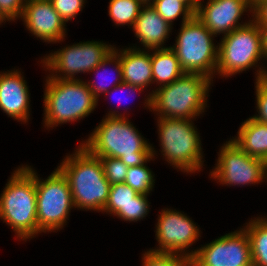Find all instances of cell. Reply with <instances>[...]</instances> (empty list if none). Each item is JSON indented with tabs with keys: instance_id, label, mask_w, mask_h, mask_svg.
I'll use <instances>...</instances> for the list:
<instances>
[{
	"instance_id": "cell-20",
	"label": "cell",
	"mask_w": 267,
	"mask_h": 266,
	"mask_svg": "<svg viewBox=\"0 0 267 266\" xmlns=\"http://www.w3.org/2000/svg\"><path fill=\"white\" fill-rule=\"evenodd\" d=\"M231 140L249 156L267 162V124L249 117L242 122L237 136Z\"/></svg>"
},
{
	"instance_id": "cell-33",
	"label": "cell",
	"mask_w": 267,
	"mask_h": 266,
	"mask_svg": "<svg viewBox=\"0 0 267 266\" xmlns=\"http://www.w3.org/2000/svg\"><path fill=\"white\" fill-rule=\"evenodd\" d=\"M251 17L256 23H267V0H262L253 7Z\"/></svg>"
},
{
	"instance_id": "cell-37",
	"label": "cell",
	"mask_w": 267,
	"mask_h": 266,
	"mask_svg": "<svg viewBox=\"0 0 267 266\" xmlns=\"http://www.w3.org/2000/svg\"><path fill=\"white\" fill-rule=\"evenodd\" d=\"M6 18L0 13V25L2 24V23H6Z\"/></svg>"
},
{
	"instance_id": "cell-19",
	"label": "cell",
	"mask_w": 267,
	"mask_h": 266,
	"mask_svg": "<svg viewBox=\"0 0 267 266\" xmlns=\"http://www.w3.org/2000/svg\"><path fill=\"white\" fill-rule=\"evenodd\" d=\"M138 47V48H137ZM120 57L123 82L147 89L153 84L150 49L130 46L113 49Z\"/></svg>"
},
{
	"instance_id": "cell-26",
	"label": "cell",
	"mask_w": 267,
	"mask_h": 266,
	"mask_svg": "<svg viewBox=\"0 0 267 266\" xmlns=\"http://www.w3.org/2000/svg\"><path fill=\"white\" fill-rule=\"evenodd\" d=\"M151 5L171 25L180 16L181 22L184 23L195 15V12L182 0H154Z\"/></svg>"
},
{
	"instance_id": "cell-32",
	"label": "cell",
	"mask_w": 267,
	"mask_h": 266,
	"mask_svg": "<svg viewBox=\"0 0 267 266\" xmlns=\"http://www.w3.org/2000/svg\"><path fill=\"white\" fill-rule=\"evenodd\" d=\"M113 90V91H112ZM127 93V97L131 96V94H134L135 92L136 93H141V92H144L145 89L141 88V87H138V86H135V85H131V84H128V83H125V82H122L120 83L119 85L115 86L113 89H111L110 91L104 93L105 94V98L107 95H111L113 94V92L115 94H117V92L119 91H123ZM122 92V93H123ZM129 93V94H128ZM123 95V94H122ZM117 97V96H116ZM126 97V96H125ZM117 101H118V105L120 106V103L123 101V98L120 96L117 97Z\"/></svg>"
},
{
	"instance_id": "cell-5",
	"label": "cell",
	"mask_w": 267,
	"mask_h": 266,
	"mask_svg": "<svg viewBox=\"0 0 267 266\" xmlns=\"http://www.w3.org/2000/svg\"><path fill=\"white\" fill-rule=\"evenodd\" d=\"M45 82L43 122L47 129L84 119L98 106V100L83 79L47 76Z\"/></svg>"
},
{
	"instance_id": "cell-10",
	"label": "cell",
	"mask_w": 267,
	"mask_h": 266,
	"mask_svg": "<svg viewBox=\"0 0 267 266\" xmlns=\"http://www.w3.org/2000/svg\"><path fill=\"white\" fill-rule=\"evenodd\" d=\"M113 49L114 45L103 41H81L45 55L40 63L50 78L77 80L79 73H90Z\"/></svg>"
},
{
	"instance_id": "cell-9",
	"label": "cell",
	"mask_w": 267,
	"mask_h": 266,
	"mask_svg": "<svg viewBox=\"0 0 267 266\" xmlns=\"http://www.w3.org/2000/svg\"><path fill=\"white\" fill-rule=\"evenodd\" d=\"M35 172L37 224L43 233L62 230L74 202L67 178L56 168L45 180Z\"/></svg>"
},
{
	"instance_id": "cell-38",
	"label": "cell",
	"mask_w": 267,
	"mask_h": 266,
	"mask_svg": "<svg viewBox=\"0 0 267 266\" xmlns=\"http://www.w3.org/2000/svg\"><path fill=\"white\" fill-rule=\"evenodd\" d=\"M144 5L151 4L154 0H140Z\"/></svg>"
},
{
	"instance_id": "cell-12",
	"label": "cell",
	"mask_w": 267,
	"mask_h": 266,
	"mask_svg": "<svg viewBox=\"0 0 267 266\" xmlns=\"http://www.w3.org/2000/svg\"><path fill=\"white\" fill-rule=\"evenodd\" d=\"M159 214L154 231L158 247L150 248V250L175 253L191 258L194 251L189 247L199 240V236L201 237L199 227L192 221V218L176 209L164 208Z\"/></svg>"
},
{
	"instance_id": "cell-30",
	"label": "cell",
	"mask_w": 267,
	"mask_h": 266,
	"mask_svg": "<svg viewBox=\"0 0 267 266\" xmlns=\"http://www.w3.org/2000/svg\"><path fill=\"white\" fill-rule=\"evenodd\" d=\"M255 96L257 115L252 116L254 120L267 124V77L255 79Z\"/></svg>"
},
{
	"instance_id": "cell-2",
	"label": "cell",
	"mask_w": 267,
	"mask_h": 266,
	"mask_svg": "<svg viewBox=\"0 0 267 266\" xmlns=\"http://www.w3.org/2000/svg\"><path fill=\"white\" fill-rule=\"evenodd\" d=\"M213 81L205 75L184 73L171 84L148 92L144 107L157 118L196 119L205 112Z\"/></svg>"
},
{
	"instance_id": "cell-21",
	"label": "cell",
	"mask_w": 267,
	"mask_h": 266,
	"mask_svg": "<svg viewBox=\"0 0 267 266\" xmlns=\"http://www.w3.org/2000/svg\"><path fill=\"white\" fill-rule=\"evenodd\" d=\"M153 84L157 88L171 84L185 72L180 66L176 53L171 48L150 49Z\"/></svg>"
},
{
	"instance_id": "cell-14",
	"label": "cell",
	"mask_w": 267,
	"mask_h": 266,
	"mask_svg": "<svg viewBox=\"0 0 267 266\" xmlns=\"http://www.w3.org/2000/svg\"><path fill=\"white\" fill-rule=\"evenodd\" d=\"M203 3L204 0H200L195 15L216 37L227 35L251 21L239 22L245 12L253 13L249 0H207L206 5Z\"/></svg>"
},
{
	"instance_id": "cell-4",
	"label": "cell",
	"mask_w": 267,
	"mask_h": 266,
	"mask_svg": "<svg viewBox=\"0 0 267 266\" xmlns=\"http://www.w3.org/2000/svg\"><path fill=\"white\" fill-rule=\"evenodd\" d=\"M35 171L28 164L18 166L0 194V219L19 241H30L42 233L37 224Z\"/></svg>"
},
{
	"instance_id": "cell-24",
	"label": "cell",
	"mask_w": 267,
	"mask_h": 266,
	"mask_svg": "<svg viewBox=\"0 0 267 266\" xmlns=\"http://www.w3.org/2000/svg\"><path fill=\"white\" fill-rule=\"evenodd\" d=\"M143 6L140 0H110L108 15L117 26L133 27Z\"/></svg>"
},
{
	"instance_id": "cell-15",
	"label": "cell",
	"mask_w": 267,
	"mask_h": 266,
	"mask_svg": "<svg viewBox=\"0 0 267 266\" xmlns=\"http://www.w3.org/2000/svg\"><path fill=\"white\" fill-rule=\"evenodd\" d=\"M21 19L33 36L47 44L63 42L67 35L66 22L50 0H26Z\"/></svg>"
},
{
	"instance_id": "cell-7",
	"label": "cell",
	"mask_w": 267,
	"mask_h": 266,
	"mask_svg": "<svg viewBox=\"0 0 267 266\" xmlns=\"http://www.w3.org/2000/svg\"><path fill=\"white\" fill-rule=\"evenodd\" d=\"M194 119L157 118L159 145L163 159L181 172L198 173L204 166L200 133Z\"/></svg>"
},
{
	"instance_id": "cell-35",
	"label": "cell",
	"mask_w": 267,
	"mask_h": 266,
	"mask_svg": "<svg viewBox=\"0 0 267 266\" xmlns=\"http://www.w3.org/2000/svg\"><path fill=\"white\" fill-rule=\"evenodd\" d=\"M185 2L194 12L197 11L200 0H182Z\"/></svg>"
},
{
	"instance_id": "cell-25",
	"label": "cell",
	"mask_w": 267,
	"mask_h": 266,
	"mask_svg": "<svg viewBox=\"0 0 267 266\" xmlns=\"http://www.w3.org/2000/svg\"><path fill=\"white\" fill-rule=\"evenodd\" d=\"M153 158L154 157L151 156L142 165L128 167L124 183L129 185L137 193L150 195L151 191H153L155 176L147 166V163L152 161Z\"/></svg>"
},
{
	"instance_id": "cell-11",
	"label": "cell",
	"mask_w": 267,
	"mask_h": 266,
	"mask_svg": "<svg viewBox=\"0 0 267 266\" xmlns=\"http://www.w3.org/2000/svg\"><path fill=\"white\" fill-rule=\"evenodd\" d=\"M210 178L225 186H245L267 182V162L249 156L231 138L220 147Z\"/></svg>"
},
{
	"instance_id": "cell-18",
	"label": "cell",
	"mask_w": 267,
	"mask_h": 266,
	"mask_svg": "<svg viewBox=\"0 0 267 266\" xmlns=\"http://www.w3.org/2000/svg\"><path fill=\"white\" fill-rule=\"evenodd\" d=\"M172 27L151 4H148L141 8L132 29L144 49H160L169 48L163 44L170 37Z\"/></svg>"
},
{
	"instance_id": "cell-13",
	"label": "cell",
	"mask_w": 267,
	"mask_h": 266,
	"mask_svg": "<svg viewBox=\"0 0 267 266\" xmlns=\"http://www.w3.org/2000/svg\"><path fill=\"white\" fill-rule=\"evenodd\" d=\"M191 266H253L246 230L240 228L196 248Z\"/></svg>"
},
{
	"instance_id": "cell-34",
	"label": "cell",
	"mask_w": 267,
	"mask_h": 266,
	"mask_svg": "<svg viewBox=\"0 0 267 266\" xmlns=\"http://www.w3.org/2000/svg\"><path fill=\"white\" fill-rule=\"evenodd\" d=\"M261 33L263 55L267 61V23H257Z\"/></svg>"
},
{
	"instance_id": "cell-23",
	"label": "cell",
	"mask_w": 267,
	"mask_h": 266,
	"mask_svg": "<svg viewBox=\"0 0 267 266\" xmlns=\"http://www.w3.org/2000/svg\"><path fill=\"white\" fill-rule=\"evenodd\" d=\"M108 65L109 66H111V65L113 66L114 65L113 68H114V72L116 74H114L112 72L113 68L111 69V72L116 77L115 78L112 77L113 79L107 77V76L111 75V73L109 75L107 74L108 73V71H107L108 69H107L106 66H108ZM102 70H104V71H102ZM101 71H102V73H101ZM91 72H94V73L96 72V76H98V78H99L98 81L99 82L98 81L96 82L95 80L94 81L90 80V81H87L86 84L88 85V88L91 90L93 96L97 100H99L100 95L110 91L115 86H117V85H119L120 83L123 82L122 67H121L120 57L114 50L98 66H96ZM103 73H106L107 76L104 77V75H106V74H103ZM101 76H102L103 79L101 78ZM100 78H101V80H100Z\"/></svg>"
},
{
	"instance_id": "cell-6",
	"label": "cell",
	"mask_w": 267,
	"mask_h": 266,
	"mask_svg": "<svg viewBox=\"0 0 267 266\" xmlns=\"http://www.w3.org/2000/svg\"><path fill=\"white\" fill-rule=\"evenodd\" d=\"M261 61L267 62L262 51L261 33L257 23L251 19L224 35L218 43L216 75L227 78L255 67L258 68L256 80L262 79L267 77V66L265 68Z\"/></svg>"
},
{
	"instance_id": "cell-22",
	"label": "cell",
	"mask_w": 267,
	"mask_h": 266,
	"mask_svg": "<svg viewBox=\"0 0 267 266\" xmlns=\"http://www.w3.org/2000/svg\"><path fill=\"white\" fill-rule=\"evenodd\" d=\"M244 229L249 238L253 266H267V217H253Z\"/></svg>"
},
{
	"instance_id": "cell-1",
	"label": "cell",
	"mask_w": 267,
	"mask_h": 266,
	"mask_svg": "<svg viewBox=\"0 0 267 266\" xmlns=\"http://www.w3.org/2000/svg\"><path fill=\"white\" fill-rule=\"evenodd\" d=\"M106 114L88 138L80 143L92 155L119 158L128 167L142 165L151 156L155 157L157 151L153 144L145 140L129 121V114L113 108Z\"/></svg>"
},
{
	"instance_id": "cell-3",
	"label": "cell",
	"mask_w": 267,
	"mask_h": 266,
	"mask_svg": "<svg viewBox=\"0 0 267 266\" xmlns=\"http://www.w3.org/2000/svg\"><path fill=\"white\" fill-rule=\"evenodd\" d=\"M57 167L67 178L75 209L103 212L111 184L104 176L101 160L79 144Z\"/></svg>"
},
{
	"instance_id": "cell-36",
	"label": "cell",
	"mask_w": 267,
	"mask_h": 266,
	"mask_svg": "<svg viewBox=\"0 0 267 266\" xmlns=\"http://www.w3.org/2000/svg\"><path fill=\"white\" fill-rule=\"evenodd\" d=\"M260 1H262V0H249V2H250V5L252 6V7H254L257 3H259Z\"/></svg>"
},
{
	"instance_id": "cell-31",
	"label": "cell",
	"mask_w": 267,
	"mask_h": 266,
	"mask_svg": "<svg viewBox=\"0 0 267 266\" xmlns=\"http://www.w3.org/2000/svg\"><path fill=\"white\" fill-rule=\"evenodd\" d=\"M26 0H0V13L8 21L21 19Z\"/></svg>"
},
{
	"instance_id": "cell-29",
	"label": "cell",
	"mask_w": 267,
	"mask_h": 266,
	"mask_svg": "<svg viewBox=\"0 0 267 266\" xmlns=\"http://www.w3.org/2000/svg\"><path fill=\"white\" fill-rule=\"evenodd\" d=\"M55 11L68 23L83 10L86 0H50Z\"/></svg>"
},
{
	"instance_id": "cell-16",
	"label": "cell",
	"mask_w": 267,
	"mask_h": 266,
	"mask_svg": "<svg viewBox=\"0 0 267 266\" xmlns=\"http://www.w3.org/2000/svg\"><path fill=\"white\" fill-rule=\"evenodd\" d=\"M30 90L20 70L0 72V109L23 124L30 119Z\"/></svg>"
},
{
	"instance_id": "cell-8",
	"label": "cell",
	"mask_w": 267,
	"mask_h": 266,
	"mask_svg": "<svg viewBox=\"0 0 267 266\" xmlns=\"http://www.w3.org/2000/svg\"><path fill=\"white\" fill-rule=\"evenodd\" d=\"M175 44L169 46L177 56L185 73H197L213 81L218 62V44L216 37L194 15L190 20L181 23Z\"/></svg>"
},
{
	"instance_id": "cell-27",
	"label": "cell",
	"mask_w": 267,
	"mask_h": 266,
	"mask_svg": "<svg viewBox=\"0 0 267 266\" xmlns=\"http://www.w3.org/2000/svg\"><path fill=\"white\" fill-rule=\"evenodd\" d=\"M142 266H191V258L175 253L145 251Z\"/></svg>"
},
{
	"instance_id": "cell-17",
	"label": "cell",
	"mask_w": 267,
	"mask_h": 266,
	"mask_svg": "<svg viewBox=\"0 0 267 266\" xmlns=\"http://www.w3.org/2000/svg\"><path fill=\"white\" fill-rule=\"evenodd\" d=\"M147 197L148 195L137 193L124 182L112 184L103 213L117 216L124 222L141 221L149 213L150 202Z\"/></svg>"
},
{
	"instance_id": "cell-28",
	"label": "cell",
	"mask_w": 267,
	"mask_h": 266,
	"mask_svg": "<svg viewBox=\"0 0 267 266\" xmlns=\"http://www.w3.org/2000/svg\"><path fill=\"white\" fill-rule=\"evenodd\" d=\"M99 159L101 160L104 176L111 185L125 181L128 166L119 158L99 157Z\"/></svg>"
}]
</instances>
